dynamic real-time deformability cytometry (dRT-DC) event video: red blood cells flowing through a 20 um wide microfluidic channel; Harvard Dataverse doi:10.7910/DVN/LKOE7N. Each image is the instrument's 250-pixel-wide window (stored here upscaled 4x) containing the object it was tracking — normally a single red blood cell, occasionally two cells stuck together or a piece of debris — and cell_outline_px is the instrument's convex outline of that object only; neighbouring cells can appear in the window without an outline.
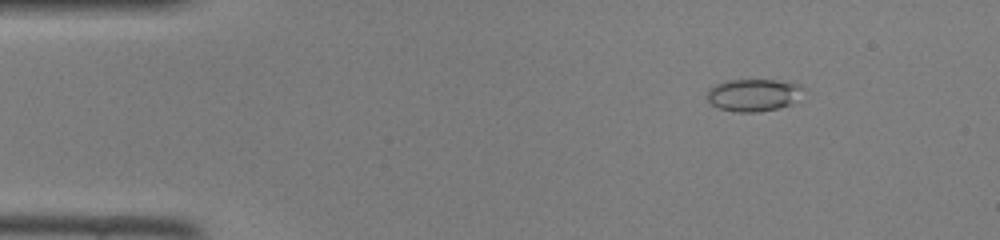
{"species": "common noctule bat (a hibernating species)", "species_latin": "Nyctalus noctula", "temperature_condition": "room temperature", "stored_images_in_passage": 46, "camera_frame_rate_fps": 3000, "um_per_image_px": 0.085, "animal": {"sex": "female", "body_mass_g": 22.0, "forearm_length_mm": 56.7}, "frame": {"image": 1, "passage_image": 6, "time_ms": 1.667, "image_size_px": [1000, 240], "cell_outline_px": [[800, 88], [792, 100], [788, 104], [776, 108], [756, 112], [740, 112], [720, 108], [712, 104], [708, 100], [708, 88], [716, 84], [728, 80], [776, 80], [800, 84]], "centroid_in_image_um": [63.93, 8.06], "position_along_channel_um": 21.1, "area_um2": 17.34}}
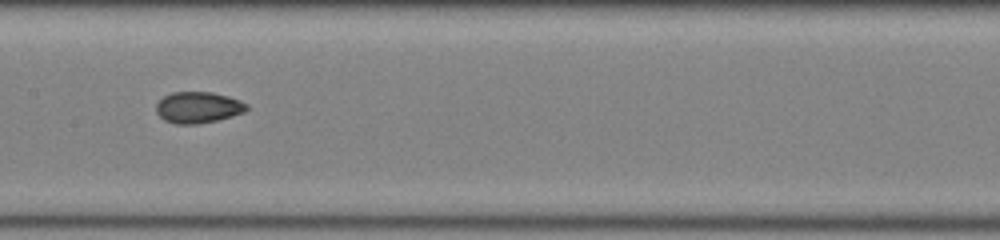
{"frame": {"image": 2, "passage_image": 23, "time_ms": 7.333, "image_size_px": [1000, 240], "cell_outline_px": [[248, 108], [244, 112], [232, 116], [216, 120], [196, 124], [176, 124], [164, 120], [156, 112], [156, 104], [164, 96], [172, 92], [212, 92], [228, 96], [240, 100], [248, 104]], "centroid_in_image_um": [16.84, 9.12], "position_along_channel_um": 190.6, "area_um2": 16.47}}
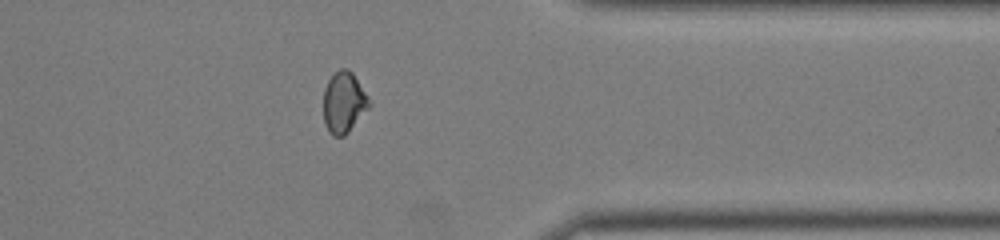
{"frame": {"image": 3, "passage_image": 37, "time_ms": 12.0, "image_size_px": [1000, 240], "cell_outline_px": [[372, 104], [348, 132], [344, 136], [332, 136], [328, 132], [324, 124], [324, 88], [328, 80], [340, 68], [348, 68], [352, 72], [368, 96]], "centroid_in_image_um": [29.22, 8.71], "position_along_channel_um": 382.2, "area_um2": 16.3}}